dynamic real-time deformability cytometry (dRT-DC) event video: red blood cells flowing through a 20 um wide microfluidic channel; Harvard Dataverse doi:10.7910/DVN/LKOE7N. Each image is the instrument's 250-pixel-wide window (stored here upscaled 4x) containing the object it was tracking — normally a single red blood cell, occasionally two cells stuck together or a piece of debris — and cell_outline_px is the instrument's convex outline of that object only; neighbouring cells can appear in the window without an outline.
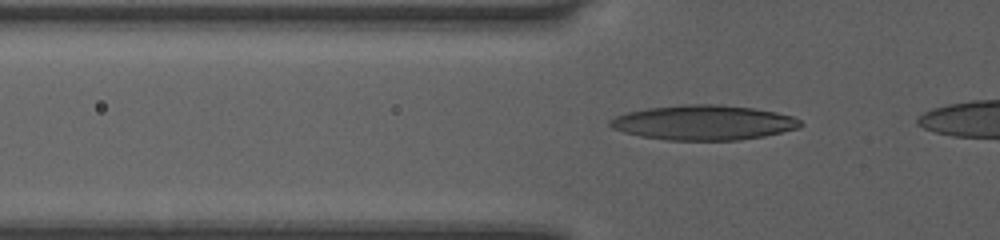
{"species": "human", "species_latin": "Homo sapiens", "temperature_condition": "room temperature", "stored_images_in_passage": 5, "camera_frame_rate_fps": 3000, "um_per_image_px": 0.085, "donor": {"sex": "female"}, "frame": {"image": 1, "passage_image": 2, "time_ms": 0.333, "image_size_px": [1000, 240], "cell_outline_px": [[804, 124], [800, 128], [764, 136], [736, 140], [668, 140], [640, 136], [624, 132], [612, 128], [608, 124], [608, 120], [616, 116], [628, 112], [648, 108], [680, 104], [720, 104], [752, 108], [776, 112], [792, 116], [800, 120]], "centroid_in_image_um": [59.81, 10.41], "position_along_channel_um": 66.0, "area_um2": 38.73}}